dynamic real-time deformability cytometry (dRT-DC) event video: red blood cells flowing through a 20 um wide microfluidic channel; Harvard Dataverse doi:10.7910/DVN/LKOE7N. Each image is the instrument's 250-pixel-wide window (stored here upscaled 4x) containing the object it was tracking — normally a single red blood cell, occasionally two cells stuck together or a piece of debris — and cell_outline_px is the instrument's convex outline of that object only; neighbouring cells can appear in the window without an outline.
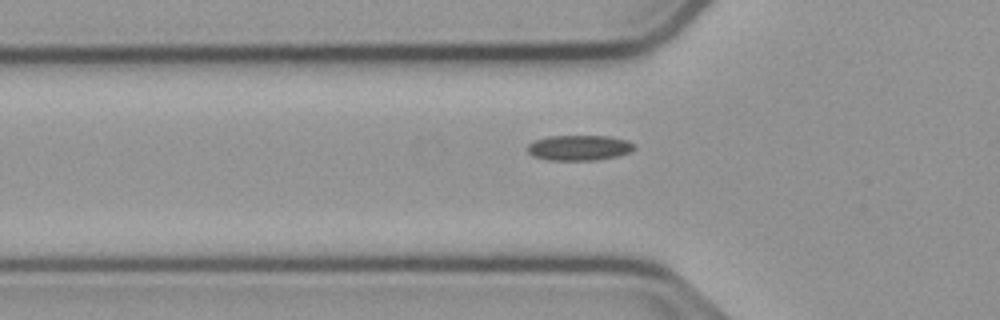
{"species": "common noctule bat (a hibernating species)", "species_latin": "Nyctalus noctula", "temperature_condition": "cold", "stored_images_in_passage": 36, "camera_frame_rate_fps": 3000, "um_per_image_px": 0.085, "animal": {"sex": "male", "body_mass_g": 23.1, "forearm_length_mm": 52.7}, "frame": {"image": 1, "passage_image": 2, "time_ms": 0.333, "image_size_px": [1000, 320], "cell_outline_px": [[636, 148], [628, 152], [616, 156], [596, 160], [548, 160], [532, 156], [528, 152], [528, 144], [536, 140], [548, 136], [608, 136], [628, 140]], "centroid_in_image_um": [49.21, 12.56], "position_along_channel_um": 76.6, "area_um2": 15.66}}
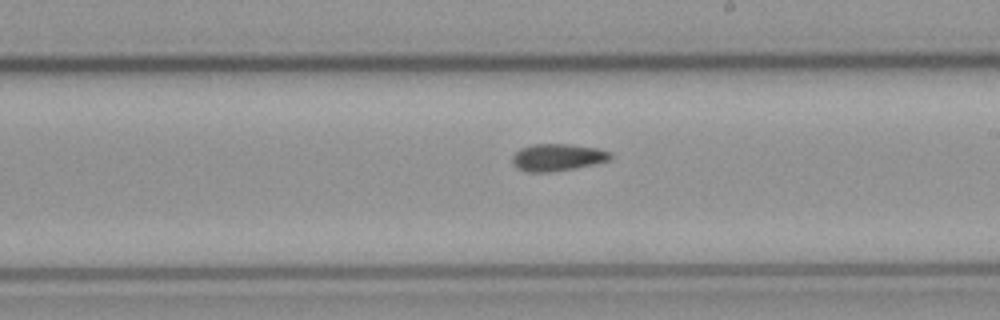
{"frame": {"image": 2, "passage_image": 15, "time_ms": 4.667, "image_size_px": [1000, 320], "cell_outline_px": [[612, 160], [576, 168], [548, 172], [528, 172], [516, 168], [512, 164], [512, 156], [520, 148], [532, 144], [568, 144], [600, 148], [612, 152]], "centroid_in_image_um": [47.41, 13.37], "position_along_channel_um": 241.6, "area_um2": 15.78}}
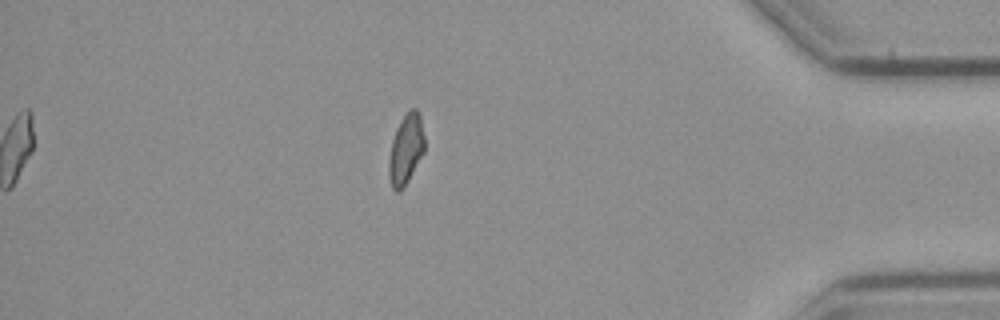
{"frame": {"image": 3, "passage_image": 31, "time_ms": 10.0, "image_size_px": [1000, 320], "cell_outline_px": [[424, 152], [404, 188], [400, 192], [396, 192], [392, 188], [388, 172], [388, 164], [392, 140], [396, 128], [400, 120], [412, 108], [416, 108], [420, 112], [424, 136]], "centroid_in_image_um": [34.5, 12.7], "position_along_channel_um": 400.7, "area_um2": 14.68}}